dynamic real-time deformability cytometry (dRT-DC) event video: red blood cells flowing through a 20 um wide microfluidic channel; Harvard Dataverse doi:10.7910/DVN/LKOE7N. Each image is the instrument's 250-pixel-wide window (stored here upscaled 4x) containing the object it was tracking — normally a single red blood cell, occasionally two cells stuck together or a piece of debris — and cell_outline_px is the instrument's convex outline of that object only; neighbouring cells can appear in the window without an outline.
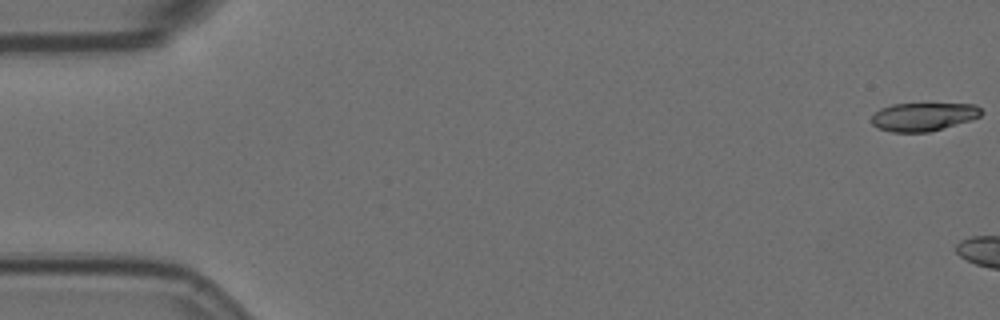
{"species": "Egyptian fruit bat (a non-hibernating species)", "species_latin": "Rousettus aegyptiacus", "temperature_condition": "room temperature", "stored_images_in_passage": 5, "camera_frame_rate_fps": 3000, "um_per_image_px": 0.085, "animal": {"sex": "female"}, "frame": {"image": 1, "passage_image": 1, "time_ms": 0.0, "image_size_px": [1000, 320], "cell_outline_px": [[984, 112], [980, 116], [968, 120], [928, 132], [892, 132], [876, 128], [872, 124], [872, 116], [880, 108], [892, 104], [976, 104]], "centroid_in_image_um": [78.45, 9.92], "position_along_channel_um": 6.6, "area_um2": 17.92}}